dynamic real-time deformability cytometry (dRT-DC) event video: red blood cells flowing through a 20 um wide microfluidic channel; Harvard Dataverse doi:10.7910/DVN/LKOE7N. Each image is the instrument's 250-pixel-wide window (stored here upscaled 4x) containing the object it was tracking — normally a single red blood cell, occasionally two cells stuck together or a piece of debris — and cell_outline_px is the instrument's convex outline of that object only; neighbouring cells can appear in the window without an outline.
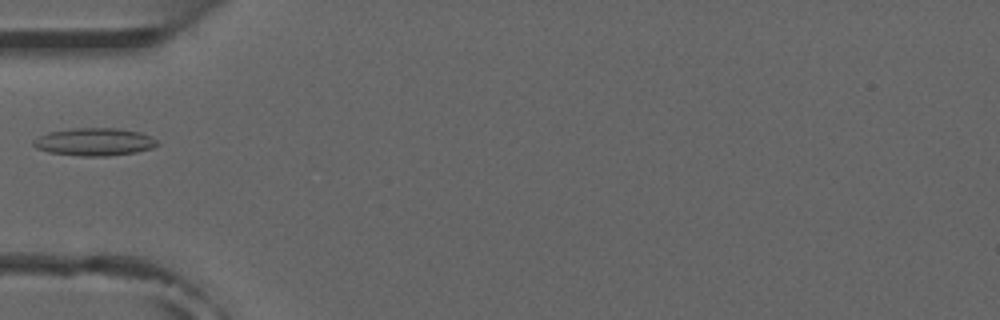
{"species": "common noctule bat (a hibernating species)", "species_latin": "Nyctalus noctula", "temperature_condition": "room temperature", "stored_images_in_passage": 6, "camera_frame_rate_fps": 3000, "um_per_image_px": 0.085, "animal": {"sex": "male", "forearm_length_mm": 52.5}, "frame": {"image": 1, "passage_image": 4, "time_ms": 3.667, "image_size_px": [1000, 320], "cell_outline_px": [[160, 144], [152, 148], [136, 152], [108, 156], [80, 156], [48, 152], [36, 148], [32, 144], [32, 140], [48, 132], [76, 128], [116, 128], [140, 132], [152, 136]], "centroid_in_image_um": [8.03, 12.06], "position_along_channel_um": 77.0, "area_um2": 20.06}}
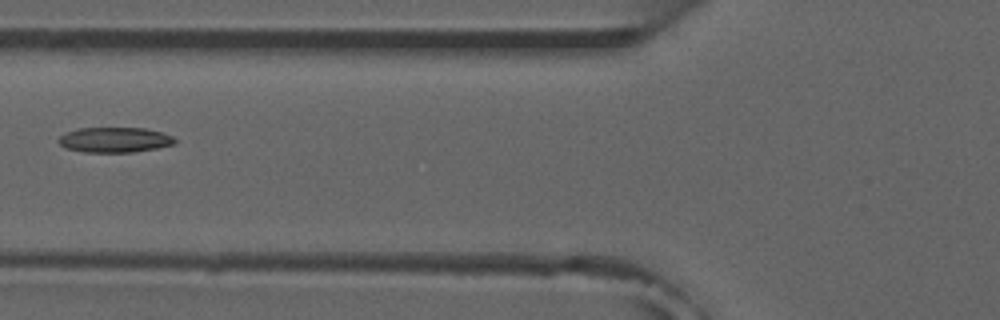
{"frame": {"image": 2, "passage_image": 5, "time_ms": 4.667, "image_size_px": [1000, 320], "cell_outline_px": [[176, 144], [156, 148], [132, 152], [84, 152], [64, 148], [56, 140], [60, 136], [68, 132], [80, 128], [144, 128], [160, 132], [172, 136], [176, 140]], "centroid_in_image_um": [9.73, 11.89], "position_along_channel_um": 116.1, "area_um2": 16.99}}
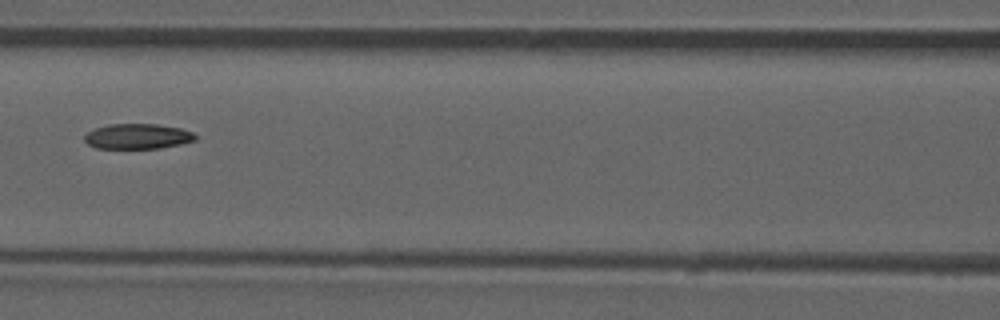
{"frame": {"image": 3, "passage_image": 6, "time_ms": 5.667, "image_size_px": [1000, 320], "cell_outline_px": [[196, 140], [180, 144], [160, 148], [96, 148], [88, 144], [84, 140], [84, 136], [88, 132], [96, 128], [108, 124], [156, 124], [180, 128], [192, 132], [196, 136]], "centroid_in_image_um": [11.69, 11.59], "position_along_channel_um": 154.9, "area_um2": 16.18}}